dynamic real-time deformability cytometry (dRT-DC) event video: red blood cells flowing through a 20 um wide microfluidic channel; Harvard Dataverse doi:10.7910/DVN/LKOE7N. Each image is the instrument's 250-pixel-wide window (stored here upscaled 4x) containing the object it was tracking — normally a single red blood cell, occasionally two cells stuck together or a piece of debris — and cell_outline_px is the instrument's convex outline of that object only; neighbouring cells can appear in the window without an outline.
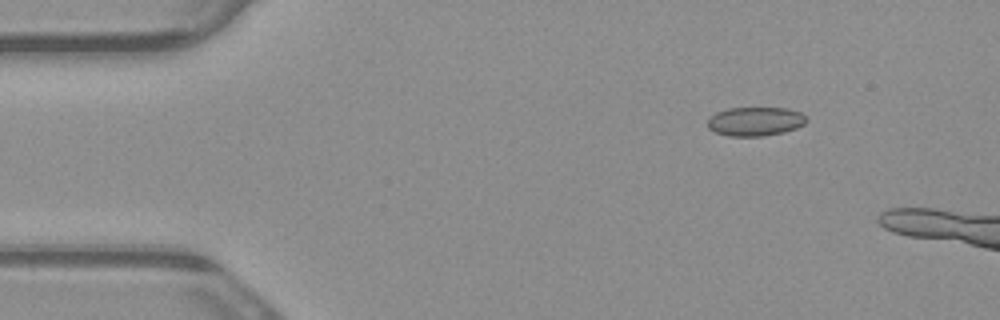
{"species": "common noctule bat (a hibernating species)", "species_latin": "Nyctalus noctula", "temperature_condition": "warm", "stored_images_in_passage": 3, "camera_frame_rate_fps": 3000, "um_per_image_px": 0.085, "animal": {"sex": "male", "body_mass_g": 23.1, "forearm_length_mm": 52.7}, "frame": {"image": 1, "passage_image": 1, "time_ms": 0.0, "image_size_px": [1000, 320], "cell_outline_px": [[808, 120], [804, 124], [796, 128], [784, 132], [764, 136], [728, 136], [716, 132], [708, 128], [708, 120], [716, 112], [728, 108], [788, 108], [800, 112]], "centroid_in_image_um": [64.21, 10.32], "position_along_channel_um": 20.8, "area_um2": 16.65}}